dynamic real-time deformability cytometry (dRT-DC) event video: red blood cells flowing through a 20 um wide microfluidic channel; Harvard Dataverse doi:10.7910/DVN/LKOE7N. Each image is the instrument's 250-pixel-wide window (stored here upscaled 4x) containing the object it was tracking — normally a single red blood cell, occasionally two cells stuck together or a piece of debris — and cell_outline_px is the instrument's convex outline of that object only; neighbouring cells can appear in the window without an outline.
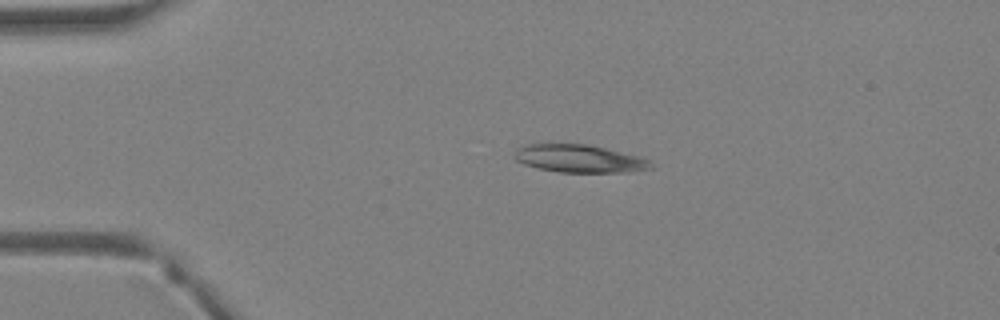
{"species": "Egyptian fruit bat (a non-hibernating species)", "species_latin": "Rousettus aegyptiacus", "temperature_condition": "warm", "stored_images_in_passage": 31, "camera_frame_rate_fps": 3000, "um_per_image_px": 0.085, "animal": {"sex": "female"}, "frame": {"image": 1, "passage_image": 1, "time_ms": 0.0, "image_size_px": [1000, 320], "cell_outline_px": [[652, 168], [628, 172], [560, 172], [540, 168], [524, 164], [516, 160], [512, 156], [516, 148], [528, 144], [588, 144], [640, 156], [648, 160]], "centroid_in_image_um": [49.21, 13.47], "position_along_channel_um": 35.8, "area_um2": 21.96}}
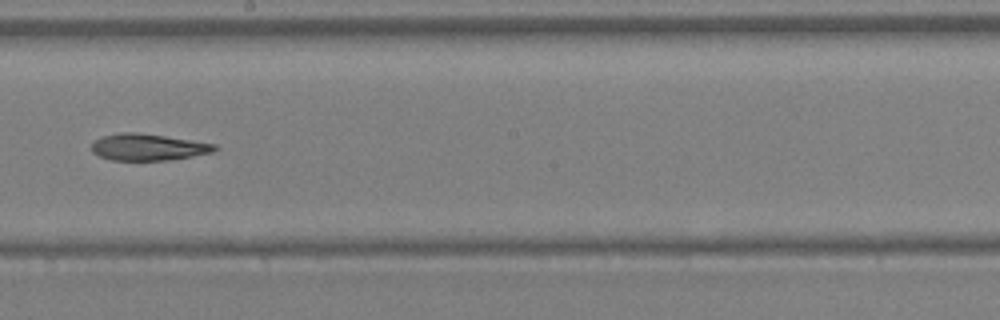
{"frame": {"image": 2, "passage_image": 15, "time_ms": 4.667, "image_size_px": [1000, 320], "cell_outline_px": [[220, 148], [212, 152], [192, 156], [168, 160], [112, 160], [100, 156], [92, 152], [92, 144], [96, 140], [104, 136], [120, 132], [136, 132], [192, 140], [216, 144]], "centroid_in_image_um": [12.61, 12.5], "position_along_channel_um": 235.6, "area_um2": 18.96}}
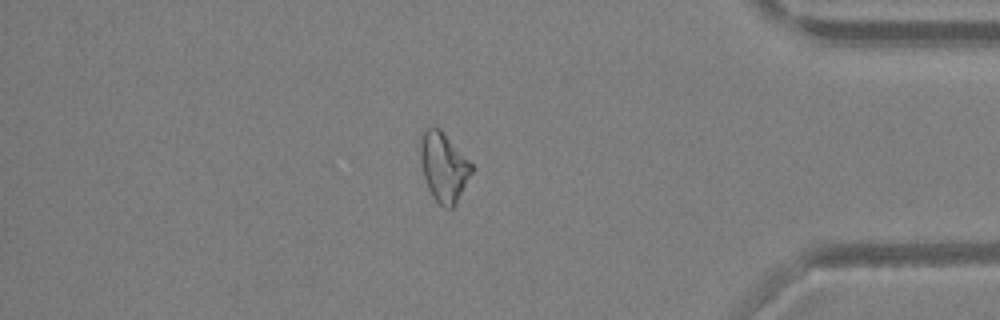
{"frame": {"image": 3, "passage_image": 26, "time_ms": 8.333, "image_size_px": [1000, 320], "cell_outline_px": [[476, 168], [456, 204], [452, 208], [444, 208], [432, 196], [428, 188], [420, 164], [420, 136], [424, 128], [432, 124], [440, 128]], "centroid_in_image_um": [37.72, 14.16], "position_along_channel_um": 397.5, "area_um2": 21.21}}